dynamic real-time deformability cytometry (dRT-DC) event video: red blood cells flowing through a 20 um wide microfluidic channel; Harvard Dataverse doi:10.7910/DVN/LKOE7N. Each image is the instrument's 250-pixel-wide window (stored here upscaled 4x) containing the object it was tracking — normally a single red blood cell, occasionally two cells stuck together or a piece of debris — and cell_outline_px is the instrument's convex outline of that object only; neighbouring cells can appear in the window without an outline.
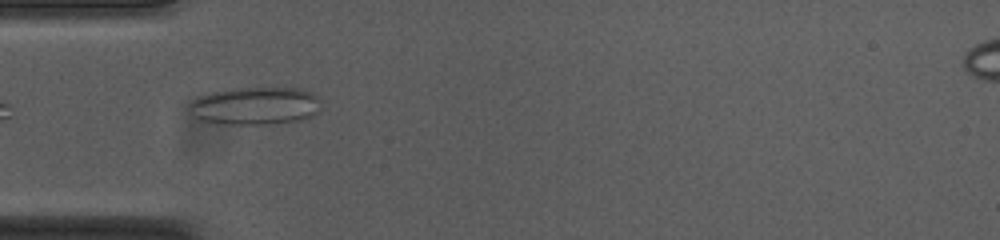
{"species": "common noctule bat (a hibernating species)", "species_latin": "Nyctalus noctula", "temperature_condition": "cold", "stored_images_in_passage": 4, "camera_frame_rate_fps": 3000, "um_per_image_px": 0.085, "animal": {"sex": "female", "body_mass_g": 23.0, "forearm_length_mm": 53.4}, "frame": {"image": 1, "passage_image": 1, "time_ms": 0.0, "image_size_px": [1000, 240], "cell_outline_px": [[316, 112], [312, 116], [300, 120], [264, 124], [232, 124], [204, 120], [196, 116], [188, 108], [188, 104], [200, 96], [212, 92], [232, 88], [296, 88], [312, 92], [316, 96]], "centroid_in_image_um": [21.67, 8.98], "position_along_channel_um": 63.3, "area_um2": 28.26}}